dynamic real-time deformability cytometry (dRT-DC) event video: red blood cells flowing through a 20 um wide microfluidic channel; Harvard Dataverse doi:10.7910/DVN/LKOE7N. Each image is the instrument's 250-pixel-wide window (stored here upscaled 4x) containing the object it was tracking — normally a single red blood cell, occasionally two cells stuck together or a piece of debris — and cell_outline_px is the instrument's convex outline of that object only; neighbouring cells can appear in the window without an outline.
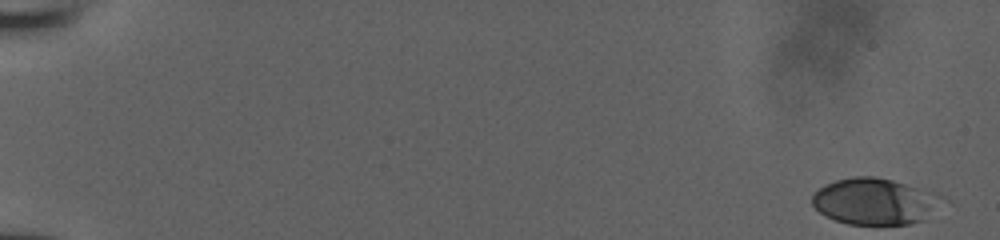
{"species": "human", "species_latin": "Homo sapiens", "temperature_condition": "room temperature", "stored_images_in_passage": 52, "camera_frame_rate_fps": 3000, "um_per_image_px": 0.085, "donor": {"sex": "male"}, "frame": {"image": 1, "passage_image": 1, "time_ms": 0.0, "image_size_px": [1000, 240], "cell_outline_px": [[952, 200], [924, 220], [908, 224], [848, 224], [836, 220], [820, 212], [812, 204], [812, 196], [824, 184], [836, 180], [852, 176], [876, 176], [892, 180], [920, 188], [944, 196]], "centroid_in_image_um": [74.47, 17.11], "position_along_channel_um": 10.5, "area_um2": 35.6}}
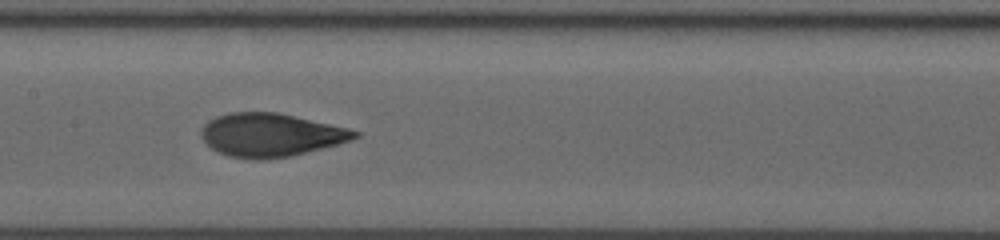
{"frame": {"image": 2, "passage_image": 28, "time_ms": 9.0, "image_size_px": [1000, 240], "cell_outline_px": [[360, 136], [336, 144], [292, 156], [268, 160], [252, 160], [228, 156], [212, 148], [200, 136], [200, 128], [208, 120], [216, 116], [228, 112], [276, 112], [348, 128], [360, 132]], "centroid_in_image_um": [22.95, 11.47], "position_along_channel_um": 184.4, "area_um2": 38.73}}
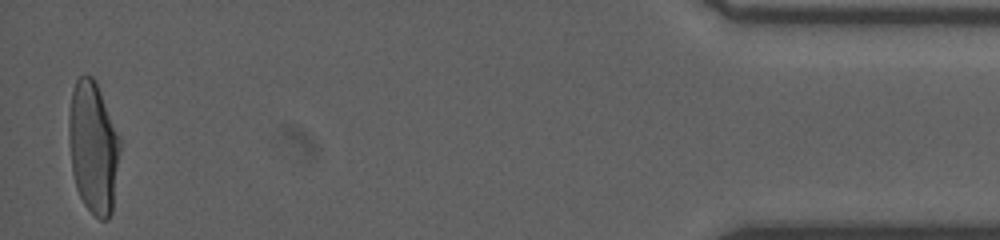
{"frame": {"image": 3, "passage_image": 51, "time_ms": 16.667, "image_size_px": [1000, 240], "cell_outline_px": [[120, 152], [112, 212], [108, 220], [100, 220], [84, 204], [76, 188], [72, 172], [68, 136], [68, 116], [72, 92], [76, 80], [80, 76], [92, 76], [96, 80], [120, 136]], "centroid_in_image_um": [7.93, 12.51], "position_along_channel_um": 427.3, "area_um2": 39.65}}